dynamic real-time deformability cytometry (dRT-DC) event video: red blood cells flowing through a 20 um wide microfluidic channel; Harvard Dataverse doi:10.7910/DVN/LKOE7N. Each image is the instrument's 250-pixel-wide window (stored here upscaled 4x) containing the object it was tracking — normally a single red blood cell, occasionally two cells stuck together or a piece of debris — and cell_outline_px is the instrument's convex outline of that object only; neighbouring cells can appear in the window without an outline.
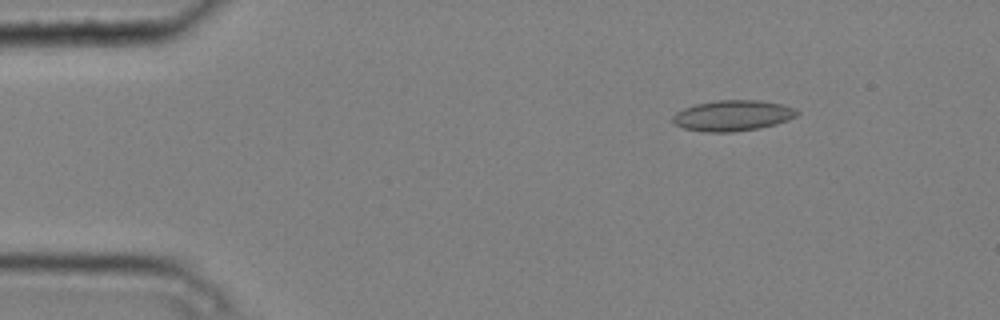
{"species": "common noctule bat (a hibernating species)", "species_latin": "Nyctalus noctula", "temperature_condition": "cold", "stored_images_in_passage": 4, "camera_frame_rate_fps": 3000, "um_per_image_px": 0.085, "animal": {"sex": "male", "body_mass_g": 20.4}, "frame": {"image": 1, "passage_image": 2, "time_ms": 0.333, "image_size_px": [1000, 320], "cell_outline_px": [[800, 112], [796, 116], [788, 120], [776, 124], [760, 128], [732, 132], [704, 132], [684, 128], [676, 124], [672, 120], [672, 116], [676, 112], [684, 108], [696, 104], [716, 100], [760, 100], [780, 104], [796, 108]], "centroid_in_image_um": [62.29, 9.82], "position_along_channel_um": 22.7, "area_um2": 22.31}}